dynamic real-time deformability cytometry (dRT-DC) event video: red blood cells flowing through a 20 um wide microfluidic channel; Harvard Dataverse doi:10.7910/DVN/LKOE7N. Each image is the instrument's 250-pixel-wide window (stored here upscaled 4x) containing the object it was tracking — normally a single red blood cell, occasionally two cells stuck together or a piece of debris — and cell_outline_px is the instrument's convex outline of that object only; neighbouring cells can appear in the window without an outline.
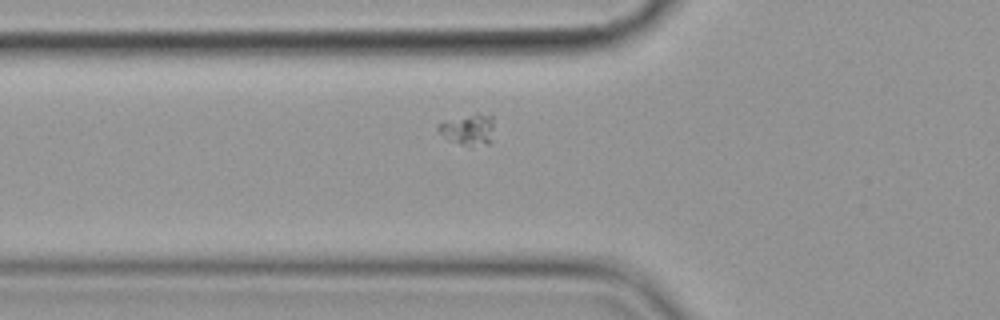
{"species": "common noctule bat (a hibernating species)", "species_latin": "Nyctalus noctula", "temperature_condition": "cold", "stored_images_in_passage": 7, "segment_of_instrument_passage": [2, 2], "camera_frame_rate_fps": 3000, "um_per_image_px": 0.085, "animal": {"sex": "female", "body_mass_g": 19.9}, "frame": {"image": 1, "passage_image": 7, "time_ms": 7.667, "image_size_px": [1000, 320], "cell_outline_px": [[492, 140], [488, 144], [472, 148], [448, 140], [436, 128], [436, 124], [444, 120], [476, 112], [492, 116]], "centroid_in_image_um": [39.78, 11.01], "position_along_channel_um": 86.0, "area_um2": 10.52}}